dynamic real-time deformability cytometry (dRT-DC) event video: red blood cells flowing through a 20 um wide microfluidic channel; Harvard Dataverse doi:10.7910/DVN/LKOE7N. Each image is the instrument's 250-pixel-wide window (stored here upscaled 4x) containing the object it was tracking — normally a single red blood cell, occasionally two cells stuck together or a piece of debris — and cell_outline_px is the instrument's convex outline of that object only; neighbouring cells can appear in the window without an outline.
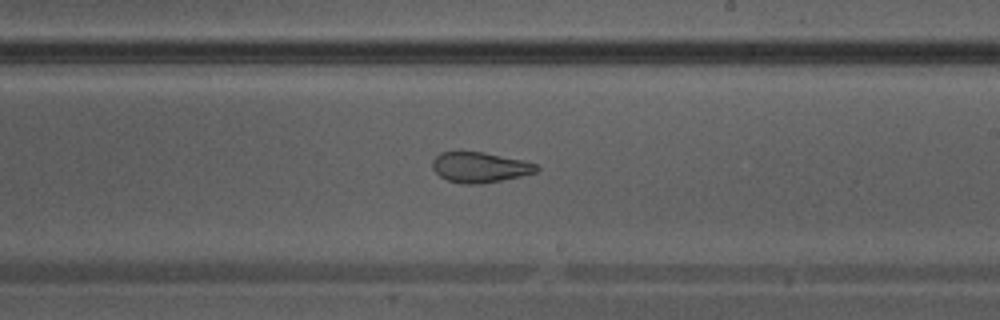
{"species": "Egyptian fruit bat (a non-hibernating species)", "species_latin": "Rousettus aegyptiacus", "temperature_condition": "warm", "stored_images_in_passage": 39, "camera_frame_rate_fps": 3000, "um_per_image_px": 0.085, "animal": {"sex": "male"}, "frame": {"image": 1, "passage_image": 23, "time_ms": 7.333, "image_size_px": [1000, 320], "cell_outline_px": [[540, 168], [536, 172], [520, 176], [480, 184], [464, 184], [448, 180], [440, 176], [432, 168], [432, 160], [440, 152], [460, 148], [484, 152], [524, 160], [536, 164]], "centroid_in_image_um": [40.73, 14.16], "position_along_channel_um": 248.3, "area_um2": 18.96}}